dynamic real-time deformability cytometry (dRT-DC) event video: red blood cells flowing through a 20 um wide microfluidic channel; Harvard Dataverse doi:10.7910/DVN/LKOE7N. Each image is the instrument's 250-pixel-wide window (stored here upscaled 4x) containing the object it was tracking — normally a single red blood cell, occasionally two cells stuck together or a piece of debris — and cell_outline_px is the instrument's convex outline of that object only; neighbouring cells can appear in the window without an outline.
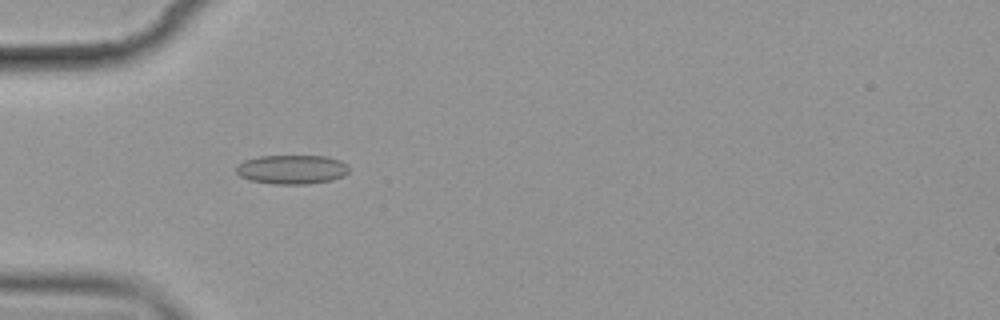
{"species": "common noctule bat (a hibernating species)", "species_latin": "Nyctalus noctula", "temperature_condition": "cold", "stored_images_in_passage": 3, "camera_frame_rate_fps": 3000, "um_per_image_px": 0.085, "animal": {"sex": "female", "body_mass_g": 19.9}, "frame": {"image": 1, "passage_image": 3, "time_ms": 2.333, "image_size_px": [1000, 320], "cell_outline_px": [[348, 172], [344, 176], [332, 180], [308, 184], [276, 184], [248, 180], [240, 176], [236, 172], [236, 164], [244, 160], [260, 156], [328, 156], [340, 160], [348, 164]], "centroid_in_image_um": [24.81, 14.4], "position_along_channel_um": 60.2, "area_um2": 19.36}}